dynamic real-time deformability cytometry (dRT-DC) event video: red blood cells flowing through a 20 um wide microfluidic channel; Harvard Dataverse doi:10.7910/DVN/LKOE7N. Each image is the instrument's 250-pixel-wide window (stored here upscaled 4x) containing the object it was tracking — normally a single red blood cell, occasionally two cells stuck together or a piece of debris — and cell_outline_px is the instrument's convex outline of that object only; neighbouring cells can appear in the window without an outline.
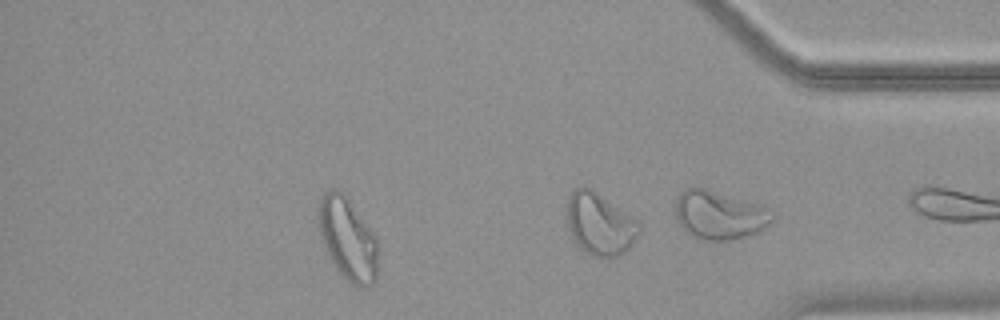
{"species": "common noctule bat (a hibernating species)", "species_latin": "Nyctalus noctula", "temperature_condition": "warm", "stored_images_in_passage": 22, "camera_frame_rate_fps": 3000, "um_per_image_px": 0.085, "animal": {"sex": "female", "body_mass_g": 18.4}, "frame": {"image": 1, "passage_image": 22, "time_ms": 7.0, "image_size_px": [1000, 320], "cell_outline_px": [[772, 220], [764, 228], [756, 232], [728, 240], [708, 240], [692, 236], [680, 224], [676, 216], [676, 200], [680, 192], [688, 188], [700, 188], [760, 204], [764, 208]], "centroid_in_image_um": [61.09, 18.28], "position_along_channel_um": 374.1, "area_um2": 26.24}}